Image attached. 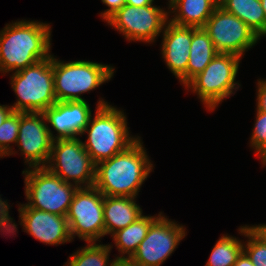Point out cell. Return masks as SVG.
<instances>
[{"label":"cell","instance_id":"1","mask_svg":"<svg viewBox=\"0 0 266 266\" xmlns=\"http://www.w3.org/2000/svg\"><path fill=\"white\" fill-rule=\"evenodd\" d=\"M140 141L96 164L94 186L103 195L136 197L153 166Z\"/></svg>","mask_w":266,"mask_h":266},{"label":"cell","instance_id":"2","mask_svg":"<svg viewBox=\"0 0 266 266\" xmlns=\"http://www.w3.org/2000/svg\"><path fill=\"white\" fill-rule=\"evenodd\" d=\"M50 28L24 20L6 25L0 32V71L18 72L50 57Z\"/></svg>","mask_w":266,"mask_h":266},{"label":"cell","instance_id":"3","mask_svg":"<svg viewBox=\"0 0 266 266\" xmlns=\"http://www.w3.org/2000/svg\"><path fill=\"white\" fill-rule=\"evenodd\" d=\"M91 119L83 131L88 132V139L83 145L95 164L123 152L138 139L129 137L122 111L103 100H99L96 116L93 121Z\"/></svg>","mask_w":266,"mask_h":266},{"label":"cell","instance_id":"4","mask_svg":"<svg viewBox=\"0 0 266 266\" xmlns=\"http://www.w3.org/2000/svg\"><path fill=\"white\" fill-rule=\"evenodd\" d=\"M11 80L13 90L18 97V101L11 106L14 112L43 113L57 102L52 55L14 72Z\"/></svg>","mask_w":266,"mask_h":266},{"label":"cell","instance_id":"5","mask_svg":"<svg viewBox=\"0 0 266 266\" xmlns=\"http://www.w3.org/2000/svg\"><path fill=\"white\" fill-rule=\"evenodd\" d=\"M108 65L90 61L63 63L53 57L54 91L57 101H85L82 93L97 88L113 76Z\"/></svg>","mask_w":266,"mask_h":266},{"label":"cell","instance_id":"6","mask_svg":"<svg viewBox=\"0 0 266 266\" xmlns=\"http://www.w3.org/2000/svg\"><path fill=\"white\" fill-rule=\"evenodd\" d=\"M23 174L26 175L25 194L30 202L19 207L35 208L60 216L67 215L77 186L64 182L42 166L23 171Z\"/></svg>","mask_w":266,"mask_h":266},{"label":"cell","instance_id":"7","mask_svg":"<svg viewBox=\"0 0 266 266\" xmlns=\"http://www.w3.org/2000/svg\"><path fill=\"white\" fill-rule=\"evenodd\" d=\"M240 56L232 53H218L206 68L193 77L186 87L196 92L206 107L214 110L224 98L231 96L236 88Z\"/></svg>","mask_w":266,"mask_h":266},{"label":"cell","instance_id":"8","mask_svg":"<svg viewBox=\"0 0 266 266\" xmlns=\"http://www.w3.org/2000/svg\"><path fill=\"white\" fill-rule=\"evenodd\" d=\"M48 163L51 165L45 167L64 182L70 183L69 180L71 179L79 188L81 187L80 184L84 183L87 184L84 185L85 187L94 186L96 164L92 161L79 138L54 140Z\"/></svg>","mask_w":266,"mask_h":266},{"label":"cell","instance_id":"9","mask_svg":"<svg viewBox=\"0 0 266 266\" xmlns=\"http://www.w3.org/2000/svg\"><path fill=\"white\" fill-rule=\"evenodd\" d=\"M104 195L95 187H78L74 193L66 218L70 234L90 242L105 235L103 216Z\"/></svg>","mask_w":266,"mask_h":266},{"label":"cell","instance_id":"10","mask_svg":"<svg viewBox=\"0 0 266 266\" xmlns=\"http://www.w3.org/2000/svg\"><path fill=\"white\" fill-rule=\"evenodd\" d=\"M203 28L219 53H232L241 57L245 50L259 40L246 23L220 5L215 8Z\"/></svg>","mask_w":266,"mask_h":266},{"label":"cell","instance_id":"11","mask_svg":"<svg viewBox=\"0 0 266 266\" xmlns=\"http://www.w3.org/2000/svg\"><path fill=\"white\" fill-rule=\"evenodd\" d=\"M167 14L153 4L143 7L125 4L107 22L123 33L129 41L152 42L164 25H167Z\"/></svg>","mask_w":266,"mask_h":266},{"label":"cell","instance_id":"12","mask_svg":"<svg viewBox=\"0 0 266 266\" xmlns=\"http://www.w3.org/2000/svg\"><path fill=\"white\" fill-rule=\"evenodd\" d=\"M184 237L183 226L159 214L132 258L142 266H160Z\"/></svg>","mask_w":266,"mask_h":266},{"label":"cell","instance_id":"13","mask_svg":"<svg viewBox=\"0 0 266 266\" xmlns=\"http://www.w3.org/2000/svg\"><path fill=\"white\" fill-rule=\"evenodd\" d=\"M55 138L43 113L20 112L17 142L31 168L46 166Z\"/></svg>","mask_w":266,"mask_h":266},{"label":"cell","instance_id":"14","mask_svg":"<svg viewBox=\"0 0 266 266\" xmlns=\"http://www.w3.org/2000/svg\"><path fill=\"white\" fill-rule=\"evenodd\" d=\"M21 217V225L37 240L46 244H62L70 242L69 224L66 216L45 212L30 207L18 209Z\"/></svg>","mask_w":266,"mask_h":266},{"label":"cell","instance_id":"15","mask_svg":"<svg viewBox=\"0 0 266 266\" xmlns=\"http://www.w3.org/2000/svg\"><path fill=\"white\" fill-rule=\"evenodd\" d=\"M45 120L57 131L56 139L76 138L83 134L91 116L86 101H57L44 112Z\"/></svg>","mask_w":266,"mask_h":266},{"label":"cell","instance_id":"16","mask_svg":"<svg viewBox=\"0 0 266 266\" xmlns=\"http://www.w3.org/2000/svg\"><path fill=\"white\" fill-rule=\"evenodd\" d=\"M167 24L163 34L162 54L168 68L186 85L192 27L179 26L170 21Z\"/></svg>","mask_w":266,"mask_h":266},{"label":"cell","instance_id":"17","mask_svg":"<svg viewBox=\"0 0 266 266\" xmlns=\"http://www.w3.org/2000/svg\"><path fill=\"white\" fill-rule=\"evenodd\" d=\"M142 215L133 197L105 196L103 216L105 235L124 229Z\"/></svg>","mask_w":266,"mask_h":266},{"label":"cell","instance_id":"18","mask_svg":"<svg viewBox=\"0 0 266 266\" xmlns=\"http://www.w3.org/2000/svg\"><path fill=\"white\" fill-rule=\"evenodd\" d=\"M169 7L175 13L171 23L179 26L203 28L219 5V0H170ZM175 10V11H174Z\"/></svg>","mask_w":266,"mask_h":266},{"label":"cell","instance_id":"19","mask_svg":"<svg viewBox=\"0 0 266 266\" xmlns=\"http://www.w3.org/2000/svg\"><path fill=\"white\" fill-rule=\"evenodd\" d=\"M190 57L187 65V83L201 73L219 53L204 28L192 27Z\"/></svg>","mask_w":266,"mask_h":266},{"label":"cell","instance_id":"20","mask_svg":"<svg viewBox=\"0 0 266 266\" xmlns=\"http://www.w3.org/2000/svg\"><path fill=\"white\" fill-rule=\"evenodd\" d=\"M219 5L246 23L259 38L266 35V16L260 0H219Z\"/></svg>","mask_w":266,"mask_h":266},{"label":"cell","instance_id":"21","mask_svg":"<svg viewBox=\"0 0 266 266\" xmlns=\"http://www.w3.org/2000/svg\"><path fill=\"white\" fill-rule=\"evenodd\" d=\"M158 217L141 215L129 226L115 232L114 238L117 249L123 254H128L127 257H132L137 251L141 241L147 236L151 224Z\"/></svg>","mask_w":266,"mask_h":266},{"label":"cell","instance_id":"22","mask_svg":"<svg viewBox=\"0 0 266 266\" xmlns=\"http://www.w3.org/2000/svg\"><path fill=\"white\" fill-rule=\"evenodd\" d=\"M243 247L238 239L223 235L215 244L206 266H233Z\"/></svg>","mask_w":266,"mask_h":266},{"label":"cell","instance_id":"23","mask_svg":"<svg viewBox=\"0 0 266 266\" xmlns=\"http://www.w3.org/2000/svg\"><path fill=\"white\" fill-rule=\"evenodd\" d=\"M110 249L111 245H98L90 242L89 245L74 253L66 266H107ZM111 264L112 262L110 266Z\"/></svg>","mask_w":266,"mask_h":266},{"label":"cell","instance_id":"24","mask_svg":"<svg viewBox=\"0 0 266 266\" xmlns=\"http://www.w3.org/2000/svg\"><path fill=\"white\" fill-rule=\"evenodd\" d=\"M239 231L249 237L243 251L254 266H266V240L251 226L240 227Z\"/></svg>","mask_w":266,"mask_h":266},{"label":"cell","instance_id":"25","mask_svg":"<svg viewBox=\"0 0 266 266\" xmlns=\"http://www.w3.org/2000/svg\"><path fill=\"white\" fill-rule=\"evenodd\" d=\"M20 126V112H12L0 126V157L11 155V142L16 143Z\"/></svg>","mask_w":266,"mask_h":266},{"label":"cell","instance_id":"26","mask_svg":"<svg viewBox=\"0 0 266 266\" xmlns=\"http://www.w3.org/2000/svg\"><path fill=\"white\" fill-rule=\"evenodd\" d=\"M257 119L251 137V145L256 149L266 165V112L257 110Z\"/></svg>","mask_w":266,"mask_h":266},{"label":"cell","instance_id":"27","mask_svg":"<svg viewBox=\"0 0 266 266\" xmlns=\"http://www.w3.org/2000/svg\"><path fill=\"white\" fill-rule=\"evenodd\" d=\"M8 209V203H6V201H2L0 198V230L4 229L5 232L14 233L17 228L15 223L12 224V218L8 214Z\"/></svg>","mask_w":266,"mask_h":266},{"label":"cell","instance_id":"28","mask_svg":"<svg viewBox=\"0 0 266 266\" xmlns=\"http://www.w3.org/2000/svg\"><path fill=\"white\" fill-rule=\"evenodd\" d=\"M102 2L109 7L101 15L106 21L126 4L125 0H102Z\"/></svg>","mask_w":266,"mask_h":266},{"label":"cell","instance_id":"29","mask_svg":"<svg viewBox=\"0 0 266 266\" xmlns=\"http://www.w3.org/2000/svg\"><path fill=\"white\" fill-rule=\"evenodd\" d=\"M257 110L266 112V80L258 82Z\"/></svg>","mask_w":266,"mask_h":266},{"label":"cell","instance_id":"30","mask_svg":"<svg viewBox=\"0 0 266 266\" xmlns=\"http://www.w3.org/2000/svg\"><path fill=\"white\" fill-rule=\"evenodd\" d=\"M111 266H142L132 257L120 256L113 260Z\"/></svg>","mask_w":266,"mask_h":266},{"label":"cell","instance_id":"31","mask_svg":"<svg viewBox=\"0 0 266 266\" xmlns=\"http://www.w3.org/2000/svg\"><path fill=\"white\" fill-rule=\"evenodd\" d=\"M233 266H254L247 254L242 251Z\"/></svg>","mask_w":266,"mask_h":266},{"label":"cell","instance_id":"32","mask_svg":"<svg viewBox=\"0 0 266 266\" xmlns=\"http://www.w3.org/2000/svg\"><path fill=\"white\" fill-rule=\"evenodd\" d=\"M13 112L12 107L0 105V126L4 120Z\"/></svg>","mask_w":266,"mask_h":266},{"label":"cell","instance_id":"33","mask_svg":"<svg viewBox=\"0 0 266 266\" xmlns=\"http://www.w3.org/2000/svg\"><path fill=\"white\" fill-rule=\"evenodd\" d=\"M154 0H125L126 4L135 6V7H143L146 5H151Z\"/></svg>","mask_w":266,"mask_h":266},{"label":"cell","instance_id":"34","mask_svg":"<svg viewBox=\"0 0 266 266\" xmlns=\"http://www.w3.org/2000/svg\"><path fill=\"white\" fill-rule=\"evenodd\" d=\"M266 240V225L252 226Z\"/></svg>","mask_w":266,"mask_h":266},{"label":"cell","instance_id":"35","mask_svg":"<svg viewBox=\"0 0 266 266\" xmlns=\"http://www.w3.org/2000/svg\"><path fill=\"white\" fill-rule=\"evenodd\" d=\"M262 4V8L264 10L265 16H266V0H260Z\"/></svg>","mask_w":266,"mask_h":266}]
</instances>
